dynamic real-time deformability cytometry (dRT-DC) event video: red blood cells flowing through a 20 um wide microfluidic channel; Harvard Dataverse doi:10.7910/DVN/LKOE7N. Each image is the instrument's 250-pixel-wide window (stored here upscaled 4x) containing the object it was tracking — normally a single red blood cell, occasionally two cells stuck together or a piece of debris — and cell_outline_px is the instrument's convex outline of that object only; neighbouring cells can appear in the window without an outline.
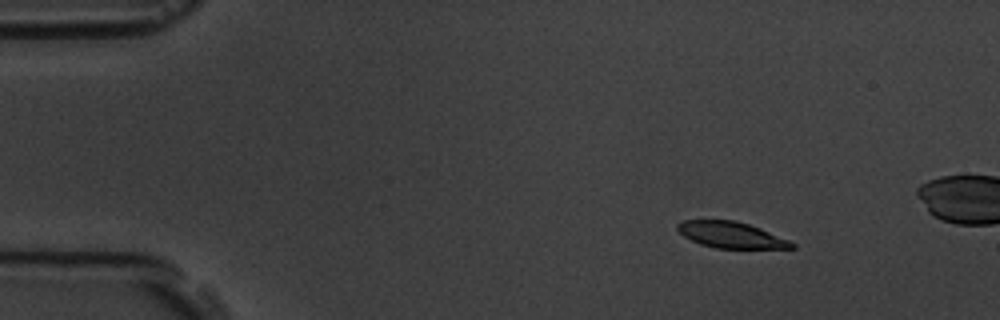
{"species": "common noctule bat (a hibernating species)", "species_latin": "Nyctalus noctula", "temperature_condition": "room temperature", "stored_images_in_passage": 5, "camera_frame_rate_fps": 3000, "um_per_image_px": 0.085, "animal": {"sex": "male", "body_mass_g": 19.5, "forearm_length_mm": 54.6}, "frame": {"image": 1, "passage_image": 2, "time_ms": 1.333, "image_size_px": [1000, 320], "cell_outline_px": [[796, 248], [716, 248], [700, 244], [684, 236], [676, 228], [676, 224], [684, 220], [736, 220], [760, 228], [788, 240], [796, 244]], "centroid_in_image_um": [62.13, 19.96], "position_along_channel_um": 22.9, "area_um2": 17.28}}